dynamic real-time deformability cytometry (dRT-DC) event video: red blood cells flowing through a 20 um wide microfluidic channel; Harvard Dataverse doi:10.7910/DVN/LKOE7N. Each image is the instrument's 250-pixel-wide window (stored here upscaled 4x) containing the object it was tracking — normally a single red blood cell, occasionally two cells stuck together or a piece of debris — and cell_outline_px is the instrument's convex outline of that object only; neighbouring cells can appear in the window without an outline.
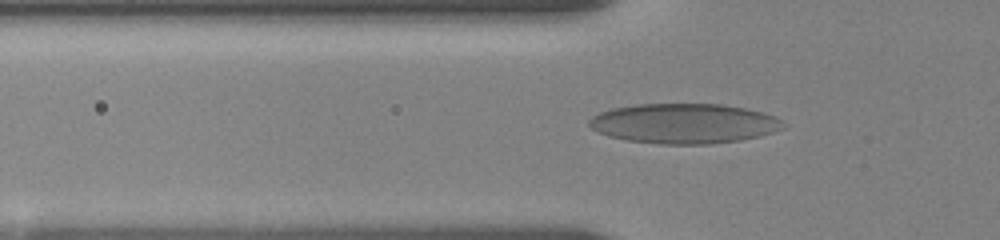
{"species": "human", "species_latin": "Homo sapiens", "temperature_condition": "room temperature", "stored_images_in_passage": 35, "camera_frame_rate_fps": 3000, "um_per_image_px": 0.085, "donor": {"sex": "female"}, "frame": {"image": 1, "passage_image": 9, "time_ms": 3.0, "image_size_px": [1000, 240], "cell_outline_px": [[784, 128], [760, 136], [740, 140], [708, 144], [660, 144], [628, 140], [608, 136], [596, 132], [588, 124], [588, 120], [592, 116], [600, 112], [612, 108], [636, 104], [720, 104], [744, 108], [760, 112], [772, 116], [780, 120], [784, 124]], "centroid_in_image_um": [58.09, 10.5], "position_along_channel_um": 67.7, "area_um2": 45.03}}
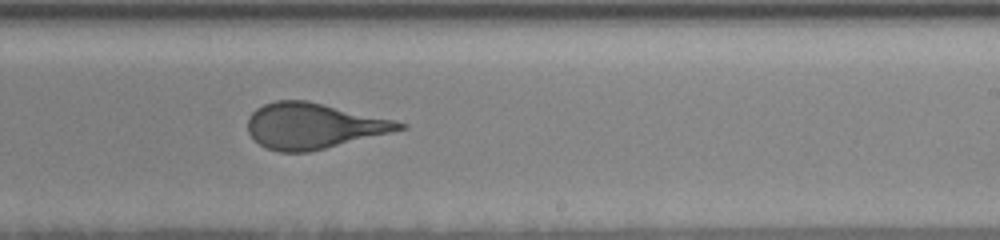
{"frame": {"image": 2, "passage_image": 22, "time_ms": 8.333, "image_size_px": [1000, 240], "cell_outline_px": [[408, 128], [308, 152], [280, 152], [268, 148], [260, 144], [248, 132], [248, 116], [256, 108], [264, 104], [276, 100], [308, 100], [396, 120], [408, 124]], "centroid_in_image_um": [26.65, 10.68], "position_along_channel_um": 262.3, "area_um2": 40.23}}
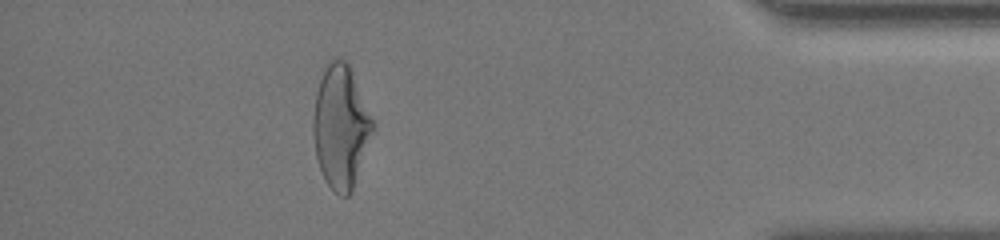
{"frame": {"image": 3, "passage_image": 33, "time_ms": 13.333, "image_size_px": [1000, 240], "cell_outline_px": [[372, 132], [352, 192], [348, 196], [340, 196], [328, 184], [320, 168], [316, 156], [312, 132], [312, 120], [316, 92], [320, 80], [328, 60], [348, 60], [372, 120]], "centroid_in_image_um": [28.93, 10.76], "position_along_channel_um": 406.3, "area_um2": 41.96}}